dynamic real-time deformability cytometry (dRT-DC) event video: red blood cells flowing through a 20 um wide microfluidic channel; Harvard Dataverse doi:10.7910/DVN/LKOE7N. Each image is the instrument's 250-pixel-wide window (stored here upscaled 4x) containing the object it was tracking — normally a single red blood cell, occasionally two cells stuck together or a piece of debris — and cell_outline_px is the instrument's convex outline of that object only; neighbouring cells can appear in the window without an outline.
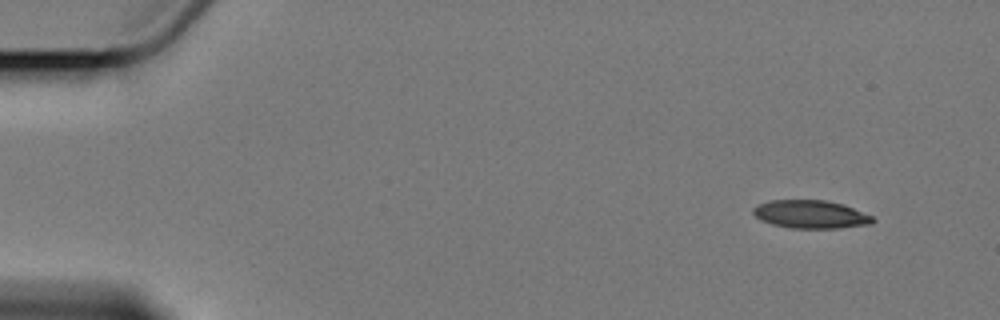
{"species": "Egyptian fruit bat (a non-hibernating species)", "species_latin": "Rousettus aegyptiacus", "temperature_condition": "cold", "stored_images_in_passage": 9, "camera_frame_rate_fps": 3000, "um_per_image_px": 0.085, "animal": {"sex": "female"}, "frame": {"image": 1, "passage_image": 1, "time_ms": 0.0, "image_size_px": [1000, 320], "cell_outline_px": [[876, 220], [872, 224], [840, 228], [792, 228], [772, 224], [760, 220], [752, 212], [752, 208], [756, 204], [772, 200], [824, 200], [844, 204], [872, 216]], "centroid_in_image_um": [68.9, 18.21], "position_along_channel_um": 16.1, "area_um2": 19.71}}
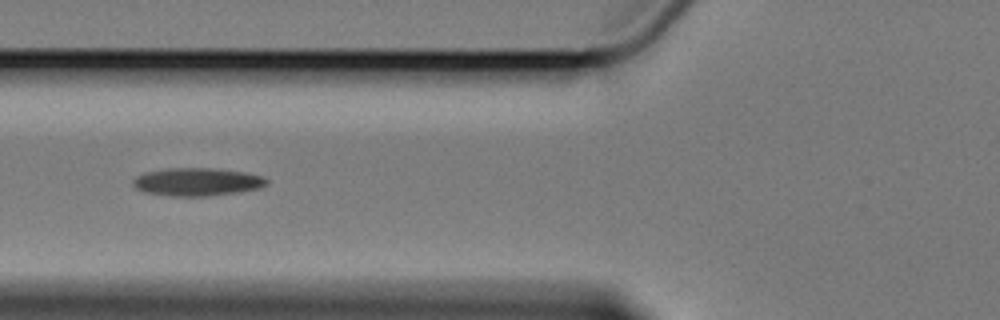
{"frame": {"image": 2, "passage_image": 6, "time_ms": 6.0, "image_size_px": [1000, 320], "cell_outline_px": [[268, 184], [260, 188], [236, 192], [204, 196], [172, 196], [144, 192], [136, 188], [132, 184], [132, 180], [136, 176], [144, 172], [168, 168], [216, 168], [244, 172], [260, 176], [268, 180]], "centroid_in_image_um": [16.72, 15.45], "position_along_channel_um": 109.1, "area_um2": 21.73}}
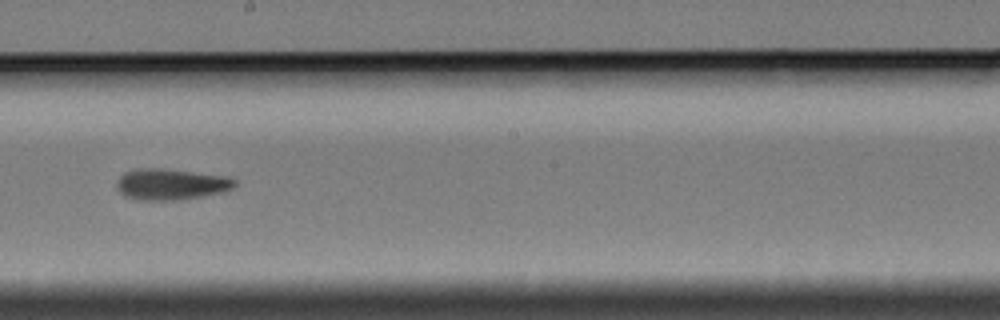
{"frame": {"image": 3, "passage_image": 9, "time_ms": 9.667, "image_size_px": [1000, 320], "cell_outline_px": [[236, 184], [228, 192], [176, 200], [136, 200], [124, 196], [116, 188], [116, 184], [120, 176], [124, 172], [140, 168], [160, 168], [228, 176], [236, 180]], "centroid_in_image_um": [14.54, 15.67], "position_along_channel_um": 233.7, "area_um2": 21.62}}